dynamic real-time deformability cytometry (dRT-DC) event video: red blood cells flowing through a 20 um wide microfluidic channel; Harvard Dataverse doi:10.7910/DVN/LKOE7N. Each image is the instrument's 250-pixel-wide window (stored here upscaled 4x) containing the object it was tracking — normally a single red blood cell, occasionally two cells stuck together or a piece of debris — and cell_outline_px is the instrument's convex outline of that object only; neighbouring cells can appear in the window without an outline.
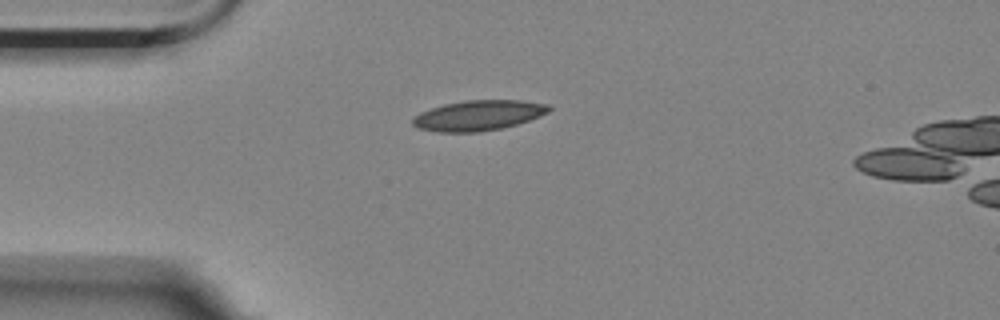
{"species": "Egyptian fruit bat (a non-hibernating species)", "species_latin": "Rousettus aegyptiacus", "temperature_condition": "room temperature", "stored_images_in_passage": 2, "camera_frame_rate_fps": 3000, "um_per_image_px": 0.085, "animal": {"sex": "female"}, "frame": {"image": 1, "passage_image": 1, "time_ms": 0.0, "image_size_px": [1000, 320], "cell_outline_px": [[552, 108], [548, 112], [540, 116], [516, 124], [500, 128], [480, 132], [436, 132], [416, 128], [412, 124], [412, 116], [420, 112], [444, 104], [464, 100], [524, 100], [552, 104]], "centroid_in_image_um": [40.66, 9.8], "position_along_channel_um": 44.3, "area_um2": 24.28}}